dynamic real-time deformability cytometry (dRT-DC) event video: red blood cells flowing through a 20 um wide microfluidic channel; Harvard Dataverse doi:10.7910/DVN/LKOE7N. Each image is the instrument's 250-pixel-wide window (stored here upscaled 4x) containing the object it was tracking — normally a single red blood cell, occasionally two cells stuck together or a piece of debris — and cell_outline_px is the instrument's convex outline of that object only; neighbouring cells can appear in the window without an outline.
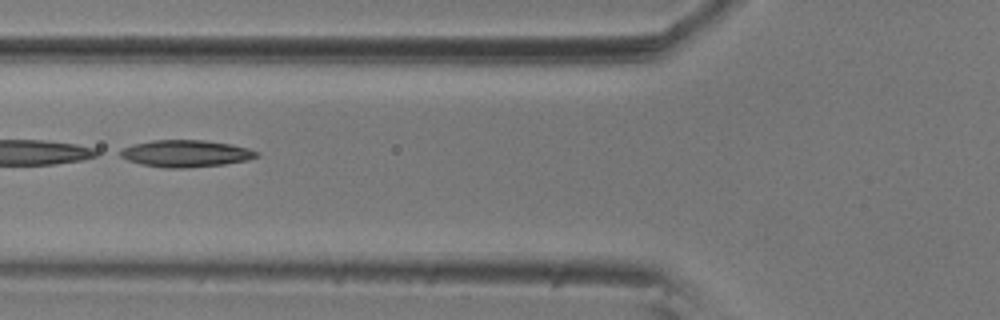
{"species": "common noctule bat (a hibernating species)", "species_latin": "Nyctalus noctula", "temperature_condition": "room temperature", "stored_images_in_passage": 6, "camera_frame_rate_fps": 3000, "um_per_image_px": 0.085, "animal": {"sex": "male", "body_mass_g": 20.5, "forearm_length_mm": 52.5}, "frame": {"image": 1, "passage_image": 3, "time_ms": 0.667, "image_size_px": [1000, 320], "cell_outline_px": [[260, 156], [248, 160], [224, 164], [184, 168], [164, 168], [140, 164], [128, 160], [120, 156], [120, 148], [132, 144], [152, 140], [204, 140], [232, 144], [248, 148], [260, 152]], "centroid_in_image_um": [15.79, 13.04], "position_along_channel_um": 110.0, "area_um2": 21.62}}
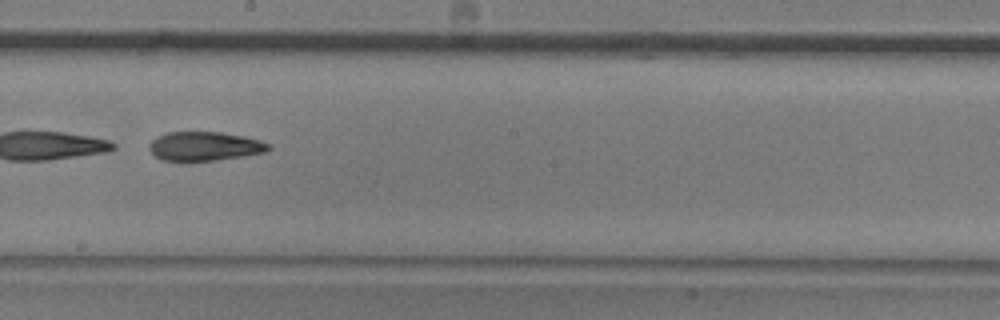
{"frame": {"image": 2, "passage_image": 6, "time_ms": 1.667, "image_size_px": [1000, 320], "cell_outline_px": [[272, 148], [268, 152], [244, 156], [188, 164], [180, 164], [160, 160], [148, 148], [148, 144], [156, 136], [168, 132], [220, 132], [244, 136], [260, 140], [272, 144]], "centroid_in_image_um": [17.37, 12.48], "position_along_channel_um": 230.8, "area_um2": 21.21}}